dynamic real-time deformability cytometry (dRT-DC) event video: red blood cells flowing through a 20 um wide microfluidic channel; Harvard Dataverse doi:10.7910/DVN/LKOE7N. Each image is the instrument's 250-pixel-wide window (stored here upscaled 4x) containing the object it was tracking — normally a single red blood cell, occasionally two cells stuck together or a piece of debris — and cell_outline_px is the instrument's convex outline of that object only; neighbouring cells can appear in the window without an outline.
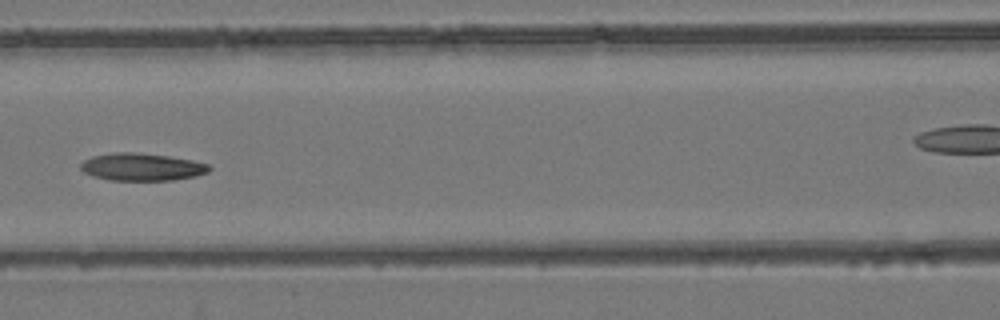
{"species": "common noctule bat (a hibernating species)", "species_latin": "Nyctalus noctula", "temperature_condition": "room temperature", "stored_images_in_passage": 9, "camera_frame_rate_fps": 3000, "um_per_image_px": 0.085, "animal": {"sex": "female", "body_mass_g": 24.6, "forearm_length_mm": 56.2}, "frame": {"image": 1, "passage_image": 6, "time_ms": 6.667, "image_size_px": [1000, 320], "cell_outline_px": [[212, 168], [208, 172], [196, 176], [172, 180], [108, 180], [92, 176], [84, 172], [80, 168], [80, 164], [84, 160], [92, 156], [112, 152], [136, 152], [168, 156], [192, 160], [208, 164]], "centroid_in_image_um": [12.04, 14.19], "position_along_channel_um": 154.6, "area_um2": 20.69}}
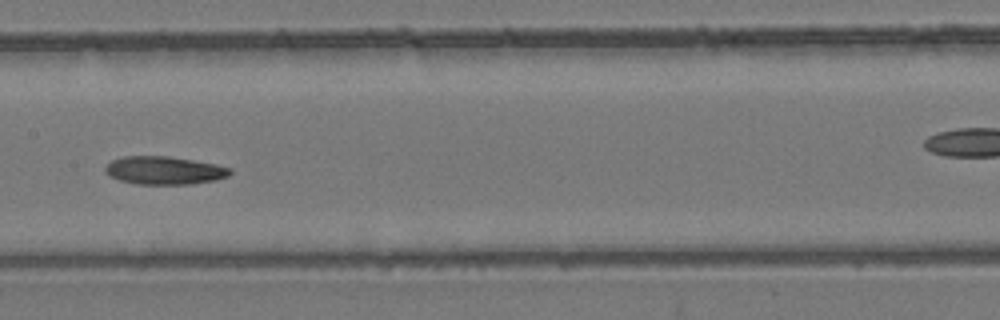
{"frame": {"image": 2, "passage_image": 7, "time_ms": 7.667, "image_size_px": [1000, 320], "cell_outline_px": [[232, 172], [228, 176], [216, 180], [192, 184], [136, 184], [120, 180], [104, 172], [104, 168], [112, 160], [124, 156], [168, 156], [216, 164], [232, 168]], "centroid_in_image_um": [13.99, 14.48], "position_along_channel_um": 193.4, "area_um2": 20.4}}
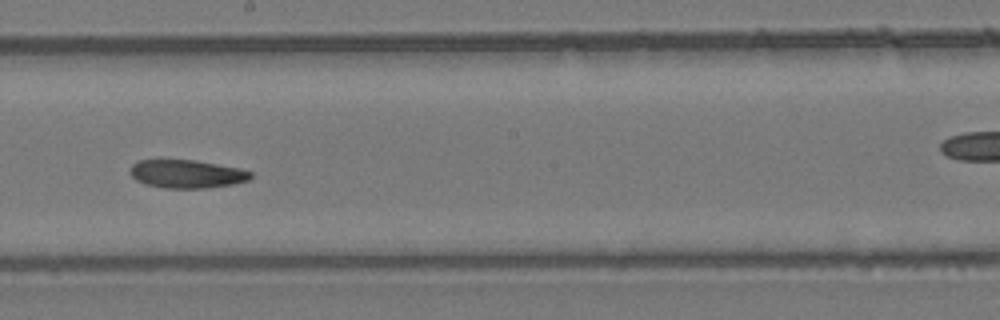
{"frame": {"image": 3, "passage_image": 8, "time_ms": 8.667, "image_size_px": [1000, 320], "cell_outline_px": [[252, 176], [248, 180], [232, 184], [204, 188], [164, 188], [144, 184], [136, 180], [128, 172], [132, 164], [140, 160], [160, 156], [196, 160], [240, 168], [252, 172]], "centroid_in_image_um": [15.78, 14.73], "position_along_channel_um": 232.4, "area_um2": 20.69}}